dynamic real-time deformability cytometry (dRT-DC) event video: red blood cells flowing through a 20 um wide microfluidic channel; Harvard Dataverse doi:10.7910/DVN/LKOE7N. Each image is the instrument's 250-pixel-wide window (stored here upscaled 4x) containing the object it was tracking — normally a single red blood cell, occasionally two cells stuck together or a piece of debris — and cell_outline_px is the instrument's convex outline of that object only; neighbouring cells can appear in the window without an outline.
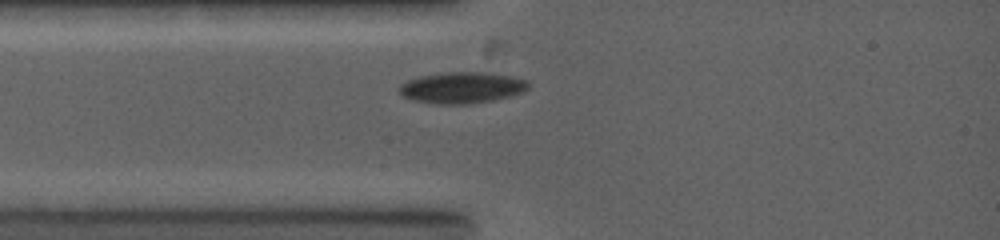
{"species": "common noctule bat (a hibernating species)", "species_latin": "Nyctalus noctula", "temperature_condition": "warm", "stored_images_in_passage": 6, "camera_frame_rate_fps": 5000, "um_per_image_px": 0.085, "animal": {"sex": "female", "body_mass_g": 19.0, "forearm_length_mm": 53.3}, "frame": {"image": 1, "passage_image": 1, "time_ms": 0.0, "image_size_px": [1000, 240], "cell_outline_px": [[528, 88], [524, 92], [492, 100], [468, 104], [440, 104], [412, 100], [404, 96], [396, 88], [400, 84], [408, 80], [420, 76], [444, 72], [480, 72], [512, 76], [528, 80]], "centroid_in_image_um": [39.24, 7.44], "position_along_channel_um": 45.8, "area_um2": 23.47}}
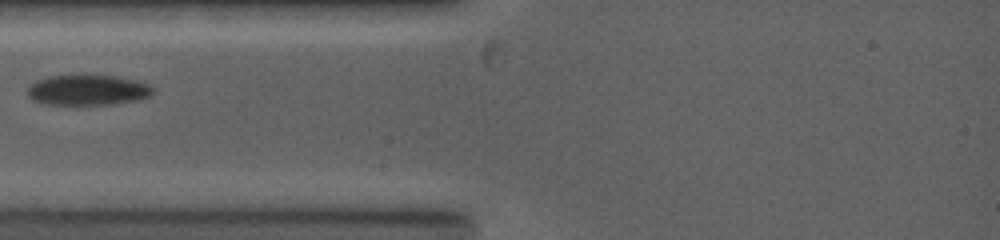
{"frame": {"image": 2, "passage_image": 2, "time_ms": 0.8, "image_size_px": [1000, 240], "cell_outline_px": [[156, 92], [140, 100], [112, 104], [40, 104], [32, 100], [28, 96], [28, 84], [36, 80], [48, 76], [80, 72], [84, 72], [116, 76], [136, 80], [148, 84], [156, 88]], "centroid_in_image_um": [7.44, 7.6], "position_along_channel_um": 77.6, "area_um2": 23.41}}